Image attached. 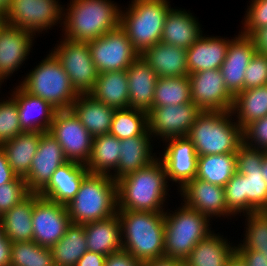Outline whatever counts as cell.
<instances>
[{
	"instance_id": "obj_4",
	"label": "cell",
	"mask_w": 267,
	"mask_h": 266,
	"mask_svg": "<svg viewBox=\"0 0 267 266\" xmlns=\"http://www.w3.org/2000/svg\"><path fill=\"white\" fill-rule=\"evenodd\" d=\"M111 0H71L61 21L66 39L89 42L120 25V8Z\"/></svg>"
},
{
	"instance_id": "obj_14",
	"label": "cell",
	"mask_w": 267,
	"mask_h": 266,
	"mask_svg": "<svg viewBox=\"0 0 267 266\" xmlns=\"http://www.w3.org/2000/svg\"><path fill=\"white\" fill-rule=\"evenodd\" d=\"M202 111L193 103L152 107L148 111V130L154 137L166 139L187 137Z\"/></svg>"
},
{
	"instance_id": "obj_12",
	"label": "cell",
	"mask_w": 267,
	"mask_h": 266,
	"mask_svg": "<svg viewBox=\"0 0 267 266\" xmlns=\"http://www.w3.org/2000/svg\"><path fill=\"white\" fill-rule=\"evenodd\" d=\"M51 52L68 74L72 87L78 94H89L95 87L98 72L91 58L88 42L66 39Z\"/></svg>"
},
{
	"instance_id": "obj_31",
	"label": "cell",
	"mask_w": 267,
	"mask_h": 266,
	"mask_svg": "<svg viewBox=\"0 0 267 266\" xmlns=\"http://www.w3.org/2000/svg\"><path fill=\"white\" fill-rule=\"evenodd\" d=\"M214 231L199 241L192 252L183 260L185 266H226L236 252V246Z\"/></svg>"
},
{
	"instance_id": "obj_58",
	"label": "cell",
	"mask_w": 267,
	"mask_h": 266,
	"mask_svg": "<svg viewBox=\"0 0 267 266\" xmlns=\"http://www.w3.org/2000/svg\"><path fill=\"white\" fill-rule=\"evenodd\" d=\"M7 25V22H6V16L4 13L0 12V30L5 26Z\"/></svg>"
},
{
	"instance_id": "obj_32",
	"label": "cell",
	"mask_w": 267,
	"mask_h": 266,
	"mask_svg": "<svg viewBox=\"0 0 267 266\" xmlns=\"http://www.w3.org/2000/svg\"><path fill=\"white\" fill-rule=\"evenodd\" d=\"M41 134L24 131L0 146L11 169L18 177L25 178L28 175Z\"/></svg>"
},
{
	"instance_id": "obj_18",
	"label": "cell",
	"mask_w": 267,
	"mask_h": 266,
	"mask_svg": "<svg viewBox=\"0 0 267 266\" xmlns=\"http://www.w3.org/2000/svg\"><path fill=\"white\" fill-rule=\"evenodd\" d=\"M164 154L159 158L166 169L168 181L179 182L181 189L197 175L198 155L188 137L166 139Z\"/></svg>"
},
{
	"instance_id": "obj_44",
	"label": "cell",
	"mask_w": 267,
	"mask_h": 266,
	"mask_svg": "<svg viewBox=\"0 0 267 266\" xmlns=\"http://www.w3.org/2000/svg\"><path fill=\"white\" fill-rule=\"evenodd\" d=\"M31 192L24 178L16 177L13 181L0 186V217L25 199Z\"/></svg>"
},
{
	"instance_id": "obj_59",
	"label": "cell",
	"mask_w": 267,
	"mask_h": 266,
	"mask_svg": "<svg viewBox=\"0 0 267 266\" xmlns=\"http://www.w3.org/2000/svg\"><path fill=\"white\" fill-rule=\"evenodd\" d=\"M5 237H6V234H5L2 219L0 217V240H3Z\"/></svg>"
},
{
	"instance_id": "obj_43",
	"label": "cell",
	"mask_w": 267,
	"mask_h": 266,
	"mask_svg": "<svg viewBox=\"0 0 267 266\" xmlns=\"http://www.w3.org/2000/svg\"><path fill=\"white\" fill-rule=\"evenodd\" d=\"M22 132L16 100L10 96L0 102V146Z\"/></svg>"
},
{
	"instance_id": "obj_20",
	"label": "cell",
	"mask_w": 267,
	"mask_h": 266,
	"mask_svg": "<svg viewBox=\"0 0 267 266\" xmlns=\"http://www.w3.org/2000/svg\"><path fill=\"white\" fill-rule=\"evenodd\" d=\"M239 34L231 39L227 55L220 67L226 89L233 97L244 90L245 71L256 52L253 40L240 31Z\"/></svg>"
},
{
	"instance_id": "obj_7",
	"label": "cell",
	"mask_w": 267,
	"mask_h": 266,
	"mask_svg": "<svg viewBox=\"0 0 267 266\" xmlns=\"http://www.w3.org/2000/svg\"><path fill=\"white\" fill-rule=\"evenodd\" d=\"M169 3L168 0H132L127 11H120V26L140 55L160 42L171 9Z\"/></svg>"
},
{
	"instance_id": "obj_37",
	"label": "cell",
	"mask_w": 267,
	"mask_h": 266,
	"mask_svg": "<svg viewBox=\"0 0 267 266\" xmlns=\"http://www.w3.org/2000/svg\"><path fill=\"white\" fill-rule=\"evenodd\" d=\"M236 153L198 156L196 178L224 187L237 172Z\"/></svg>"
},
{
	"instance_id": "obj_11",
	"label": "cell",
	"mask_w": 267,
	"mask_h": 266,
	"mask_svg": "<svg viewBox=\"0 0 267 266\" xmlns=\"http://www.w3.org/2000/svg\"><path fill=\"white\" fill-rule=\"evenodd\" d=\"M88 46L98 73L126 70L140 56L120 25Z\"/></svg>"
},
{
	"instance_id": "obj_49",
	"label": "cell",
	"mask_w": 267,
	"mask_h": 266,
	"mask_svg": "<svg viewBox=\"0 0 267 266\" xmlns=\"http://www.w3.org/2000/svg\"><path fill=\"white\" fill-rule=\"evenodd\" d=\"M236 252L243 258L247 266H267V258L263 256L262 252L254 250H236Z\"/></svg>"
},
{
	"instance_id": "obj_6",
	"label": "cell",
	"mask_w": 267,
	"mask_h": 266,
	"mask_svg": "<svg viewBox=\"0 0 267 266\" xmlns=\"http://www.w3.org/2000/svg\"><path fill=\"white\" fill-rule=\"evenodd\" d=\"M66 206L73 224L83 225L112 217L118 211L117 182L107 174L89 173Z\"/></svg>"
},
{
	"instance_id": "obj_42",
	"label": "cell",
	"mask_w": 267,
	"mask_h": 266,
	"mask_svg": "<svg viewBox=\"0 0 267 266\" xmlns=\"http://www.w3.org/2000/svg\"><path fill=\"white\" fill-rule=\"evenodd\" d=\"M245 217L248 227H246L243 242L237 245L236 250L262 252L267 258V211L252 212Z\"/></svg>"
},
{
	"instance_id": "obj_36",
	"label": "cell",
	"mask_w": 267,
	"mask_h": 266,
	"mask_svg": "<svg viewBox=\"0 0 267 266\" xmlns=\"http://www.w3.org/2000/svg\"><path fill=\"white\" fill-rule=\"evenodd\" d=\"M121 140L111 134L93 137L92 152L86 164L91 174L110 175L119 163Z\"/></svg>"
},
{
	"instance_id": "obj_27",
	"label": "cell",
	"mask_w": 267,
	"mask_h": 266,
	"mask_svg": "<svg viewBox=\"0 0 267 266\" xmlns=\"http://www.w3.org/2000/svg\"><path fill=\"white\" fill-rule=\"evenodd\" d=\"M159 77L188 76L187 49L158 42L140 55Z\"/></svg>"
},
{
	"instance_id": "obj_33",
	"label": "cell",
	"mask_w": 267,
	"mask_h": 266,
	"mask_svg": "<svg viewBox=\"0 0 267 266\" xmlns=\"http://www.w3.org/2000/svg\"><path fill=\"white\" fill-rule=\"evenodd\" d=\"M128 84L126 70L98 73L95 87L89 95L115 109L128 108Z\"/></svg>"
},
{
	"instance_id": "obj_29",
	"label": "cell",
	"mask_w": 267,
	"mask_h": 266,
	"mask_svg": "<svg viewBox=\"0 0 267 266\" xmlns=\"http://www.w3.org/2000/svg\"><path fill=\"white\" fill-rule=\"evenodd\" d=\"M70 109L93 137L109 134L114 107L95 100L89 94H79Z\"/></svg>"
},
{
	"instance_id": "obj_39",
	"label": "cell",
	"mask_w": 267,
	"mask_h": 266,
	"mask_svg": "<svg viewBox=\"0 0 267 266\" xmlns=\"http://www.w3.org/2000/svg\"><path fill=\"white\" fill-rule=\"evenodd\" d=\"M148 132V112L130 107L115 109L109 134L122 140Z\"/></svg>"
},
{
	"instance_id": "obj_38",
	"label": "cell",
	"mask_w": 267,
	"mask_h": 266,
	"mask_svg": "<svg viewBox=\"0 0 267 266\" xmlns=\"http://www.w3.org/2000/svg\"><path fill=\"white\" fill-rule=\"evenodd\" d=\"M55 266H76L77 261L88 251L84 225L71 224L66 234L51 247Z\"/></svg>"
},
{
	"instance_id": "obj_28",
	"label": "cell",
	"mask_w": 267,
	"mask_h": 266,
	"mask_svg": "<svg viewBox=\"0 0 267 266\" xmlns=\"http://www.w3.org/2000/svg\"><path fill=\"white\" fill-rule=\"evenodd\" d=\"M187 12L173 8L168 11L160 42L188 49L202 36L198 20Z\"/></svg>"
},
{
	"instance_id": "obj_26",
	"label": "cell",
	"mask_w": 267,
	"mask_h": 266,
	"mask_svg": "<svg viewBox=\"0 0 267 266\" xmlns=\"http://www.w3.org/2000/svg\"><path fill=\"white\" fill-rule=\"evenodd\" d=\"M202 36L187 49L189 74L202 70L220 69L227 55L230 39Z\"/></svg>"
},
{
	"instance_id": "obj_5",
	"label": "cell",
	"mask_w": 267,
	"mask_h": 266,
	"mask_svg": "<svg viewBox=\"0 0 267 266\" xmlns=\"http://www.w3.org/2000/svg\"><path fill=\"white\" fill-rule=\"evenodd\" d=\"M232 116L231 111H202L197 116L187 137L198 156L237 152L243 135Z\"/></svg>"
},
{
	"instance_id": "obj_55",
	"label": "cell",
	"mask_w": 267,
	"mask_h": 266,
	"mask_svg": "<svg viewBox=\"0 0 267 266\" xmlns=\"http://www.w3.org/2000/svg\"><path fill=\"white\" fill-rule=\"evenodd\" d=\"M226 266H247V264L243 258L237 252H235L234 255L229 259Z\"/></svg>"
},
{
	"instance_id": "obj_30",
	"label": "cell",
	"mask_w": 267,
	"mask_h": 266,
	"mask_svg": "<svg viewBox=\"0 0 267 266\" xmlns=\"http://www.w3.org/2000/svg\"><path fill=\"white\" fill-rule=\"evenodd\" d=\"M83 225L88 251L108 256L122 250L121 225L117 214Z\"/></svg>"
},
{
	"instance_id": "obj_47",
	"label": "cell",
	"mask_w": 267,
	"mask_h": 266,
	"mask_svg": "<svg viewBox=\"0 0 267 266\" xmlns=\"http://www.w3.org/2000/svg\"><path fill=\"white\" fill-rule=\"evenodd\" d=\"M242 135L244 144L267 151V116L247 124Z\"/></svg>"
},
{
	"instance_id": "obj_56",
	"label": "cell",
	"mask_w": 267,
	"mask_h": 266,
	"mask_svg": "<svg viewBox=\"0 0 267 266\" xmlns=\"http://www.w3.org/2000/svg\"><path fill=\"white\" fill-rule=\"evenodd\" d=\"M11 4V0H0V12L6 14Z\"/></svg>"
},
{
	"instance_id": "obj_1",
	"label": "cell",
	"mask_w": 267,
	"mask_h": 266,
	"mask_svg": "<svg viewBox=\"0 0 267 266\" xmlns=\"http://www.w3.org/2000/svg\"><path fill=\"white\" fill-rule=\"evenodd\" d=\"M265 151L242 143L236 152L237 172L224 186L227 211L244 216L267 211V184L262 174Z\"/></svg>"
},
{
	"instance_id": "obj_23",
	"label": "cell",
	"mask_w": 267,
	"mask_h": 266,
	"mask_svg": "<svg viewBox=\"0 0 267 266\" xmlns=\"http://www.w3.org/2000/svg\"><path fill=\"white\" fill-rule=\"evenodd\" d=\"M89 173L86 165L67 161L57 168L51 180L38 194L53 202L68 205Z\"/></svg>"
},
{
	"instance_id": "obj_21",
	"label": "cell",
	"mask_w": 267,
	"mask_h": 266,
	"mask_svg": "<svg viewBox=\"0 0 267 266\" xmlns=\"http://www.w3.org/2000/svg\"><path fill=\"white\" fill-rule=\"evenodd\" d=\"M34 35L24 29L5 25L0 30V79L10 77L29 55Z\"/></svg>"
},
{
	"instance_id": "obj_25",
	"label": "cell",
	"mask_w": 267,
	"mask_h": 266,
	"mask_svg": "<svg viewBox=\"0 0 267 266\" xmlns=\"http://www.w3.org/2000/svg\"><path fill=\"white\" fill-rule=\"evenodd\" d=\"M150 132L145 136H135L121 140L119 163L115 173L110 176L117 182L119 179L134 173L138 169L149 166L157 156L152 154ZM156 156V157H155ZM114 174V175H113Z\"/></svg>"
},
{
	"instance_id": "obj_9",
	"label": "cell",
	"mask_w": 267,
	"mask_h": 266,
	"mask_svg": "<svg viewBox=\"0 0 267 266\" xmlns=\"http://www.w3.org/2000/svg\"><path fill=\"white\" fill-rule=\"evenodd\" d=\"M174 211L164 212V257L184 260L199 241L212 233L210 218L184 204Z\"/></svg>"
},
{
	"instance_id": "obj_46",
	"label": "cell",
	"mask_w": 267,
	"mask_h": 266,
	"mask_svg": "<svg viewBox=\"0 0 267 266\" xmlns=\"http://www.w3.org/2000/svg\"><path fill=\"white\" fill-rule=\"evenodd\" d=\"M241 34L250 36L256 29L267 26V0H252L244 17Z\"/></svg>"
},
{
	"instance_id": "obj_41",
	"label": "cell",
	"mask_w": 267,
	"mask_h": 266,
	"mask_svg": "<svg viewBox=\"0 0 267 266\" xmlns=\"http://www.w3.org/2000/svg\"><path fill=\"white\" fill-rule=\"evenodd\" d=\"M10 255V266H55L51 248L34 241L12 243Z\"/></svg>"
},
{
	"instance_id": "obj_45",
	"label": "cell",
	"mask_w": 267,
	"mask_h": 266,
	"mask_svg": "<svg viewBox=\"0 0 267 266\" xmlns=\"http://www.w3.org/2000/svg\"><path fill=\"white\" fill-rule=\"evenodd\" d=\"M267 85V55L255 52L245 71L244 90Z\"/></svg>"
},
{
	"instance_id": "obj_57",
	"label": "cell",
	"mask_w": 267,
	"mask_h": 266,
	"mask_svg": "<svg viewBox=\"0 0 267 266\" xmlns=\"http://www.w3.org/2000/svg\"><path fill=\"white\" fill-rule=\"evenodd\" d=\"M262 174L264 176V180L267 184V151H265L263 163H262Z\"/></svg>"
},
{
	"instance_id": "obj_3",
	"label": "cell",
	"mask_w": 267,
	"mask_h": 266,
	"mask_svg": "<svg viewBox=\"0 0 267 266\" xmlns=\"http://www.w3.org/2000/svg\"><path fill=\"white\" fill-rule=\"evenodd\" d=\"M122 250L141 263L164 257V213L118 210Z\"/></svg>"
},
{
	"instance_id": "obj_52",
	"label": "cell",
	"mask_w": 267,
	"mask_h": 266,
	"mask_svg": "<svg viewBox=\"0 0 267 266\" xmlns=\"http://www.w3.org/2000/svg\"><path fill=\"white\" fill-rule=\"evenodd\" d=\"M105 259V255L86 251L77 261L76 266H104Z\"/></svg>"
},
{
	"instance_id": "obj_10",
	"label": "cell",
	"mask_w": 267,
	"mask_h": 266,
	"mask_svg": "<svg viewBox=\"0 0 267 266\" xmlns=\"http://www.w3.org/2000/svg\"><path fill=\"white\" fill-rule=\"evenodd\" d=\"M56 0H11L6 16L7 25L36 35L47 32L64 20V9Z\"/></svg>"
},
{
	"instance_id": "obj_54",
	"label": "cell",
	"mask_w": 267,
	"mask_h": 266,
	"mask_svg": "<svg viewBox=\"0 0 267 266\" xmlns=\"http://www.w3.org/2000/svg\"><path fill=\"white\" fill-rule=\"evenodd\" d=\"M141 266H185L184 261L176 258L161 257L142 263Z\"/></svg>"
},
{
	"instance_id": "obj_40",
	"label": "cell",
	"mask_w": 267,
	"mask_h": 266,
	"mask_svg": "<svg viewBox=\"0 0 267 266\" xmlns=\"http://www.w3.org/2000/svg\"><path fill=\"white\" fill-rule=\"evenodd\" d=\"M192 102L188 76L159 77L154 90L152 107Z\"/></svg>"
},
{
	"instance_id": "obj_48",
	"label": "cell",
	"mask_w": 267,
	"mask_h": 266,
	"mask_svg": "<svg viewBox=\"0 0 267 266\" xmlns=\"http://www.w3.org/2000/svg\"><path fill=\"white\" fill-rule=\"evenodd\" d=\"M142 263L132 254L121 250L106 256L104 266H141Z\"/></svg>"
},
{
	"instance_id": "obj_22",
	"label": "cell",
	"mask_w": 267,
	"mask_h": 266,
	"mask_svg": "<svg viewBox=\"0 0 267 266\" xmlns=\"http://www.w3.org/2000/svg\"><path fill=\"white\" fill-rule=\"evenodd\" d=\"M14 89L11 96L16 100L22 130L25 132H49L57 110L40 97L26 92L20 85Z\"/></svg>"
},
{
	"instance_id": "obj_17",
	"label": "cell",
	"mask_w": 267,
	"mask_h": 266,
	"mask_svg": "<svg viewBox=\"0 0 267 266\" xmlns=\"http://www.w3.org/2000/svg\"><path fill=\"white\" fill-rule=\"evenodd\" d=\"M66 162L58 141L49 132L42 133L29 173L24 178L28 190L31 193H39L51 180L57 168Z\"/></svg>"
},
{
	"instance_id": "obj_50",
	"label": "cell",
	"mask_w": 267,
	"mask_h": 266,
	"mask_svg": "<svg viewBox=\"0 0 267 266\" xmlns=\"http://www.w3.org/2000/svg\"><path fill=\"white\" fill-rule=\"evenodd\" d=\"M249 37L254 42L256 52L267 55V26L256 29Z\"/></svg>"
},
{
	"instance_id": "obj_51",
	"label": "cell",
	"mask_w": 267,
	"mask_h": 266,
	"mask_svg": "<svg viewBox=\"0 0 267 266\" xmlns=\"http://www.w3.org/2000/svg\"><path fill=\"white\" fill-rule=\"evenodd\" d=\"M17 175L11 169L5 153L0 148V186L13 181Z\"/></svg>"
},
{
	"instance_id": "obj_53",
	"label": "cell",
	"mask_w": 267,
	"mask_h": 266,
	"mask_svg": "<svg viewBox=\"0 0 267 266\" xmlns=\"http://www.w3.org/2000/svg\"><path fill=\"white\" fill-rule=\"evenodd\" d=\"M11 245L12 242L7 237L0 240V266H10Z\"/></svg>"
},
{
	"instance_id": "obj_19",
	"label": "cell",
	"mask_w": 267,
	"mask_h": 266,
	"mask_svg": "<svg viewBox=\"0 0 267 266\" xmlns=\"http://www.w3.org/2000/svg\"><path fill=\"white\" fill-rule=\"evenodd\" d=\"M179 192L181 197H184L183 204L199 213L210 218L217 215V217L226 216L227 218L231 216L227 211L224 187L222 186L195 177L187 182Z\"/></svg>"
},
{
	"instance_id": "obj_2",
	"label": "cell",
	"mask_w": 267,
	"mask_h": 266,
	"mask_svg": "<svg viewBox=\"0 0 267 266\" xmlns=\"http://www.w3.org/2000/svg\"><path fill=\"white\" fill-rule=\"evenodd\" d=\"M166 169L159 159L117 181L118 210L164 213L169 190Z\"/></svg>"
},
{
	"instance_id": "obj_24",
	"label": "cell",
	"mask_w": 267,
	"mask_h": 266,
	"mask_svg": "<svg viewBox=\"0 0 267 266\" xmlns=\"http://www.w3.org/2000/svg\"><path fill=\"white\" fill-rule=\"evenodd\" d=\"M129 107L148 112L153 105L154 90L159 76L139 56L127 69Z\"/></svg>"
},
{
	"instance_id": "obj_15",
	"label": "cell",
	"mask_w": 267,
	"mask_h": 266,
	"mask_svg": "<svg viewBox=\"0 0 267 266\" xmlns=\"http://www.w3.org/2000/svg\"><path fill=\"white\" fill-rule=\"evenodd\" d=\"M32 223L33 241L48 248L56 244L72 224L66 205L41 196L34 202Z\"/></svg>"
},
{
	"instance_id": "obj_35",
	"label": "cell",
	"mask_w": 267,
	"mask_h": 266,
	"mask_svg": "<svg viewBox=\"0 0 267 266\" xmlns=\"http://www.w3.org/2000/svg\"><path fill=\"white\" fill-rule=\"evenodd\" d=\"M232 115L243 129L247 124L267 116V85L239 92L233 98Z\"/></svg>"
},
{
	"instance_id": "obj_16",
	"label": "cell",
	"mask_w": 267,
	"mask_h": 266,
	"mask_svg": "<svg viewBox=\"0 0 267 266\" xmlns=\"http://www.w3.org/2000/svg\"><path fill=\"white\" fill-rule=\"evenodd\" d=\"M191 100L201 111H231L233 96L226 89L220 69L188 75Z\"/></svg>"
},
{
	"instance_id": "obj_8",
	"label": "cell",
	"mask_w": 267,
	"mask_h": 266,
	"mask_svg": "<svg viewBox=\"0 0 267 266\" xmlns=\"http://www.w3.org/2000/svg\"><path fill=\"white\" fill-rule=\"evenodd\" d=\"M30 71L20 86L31 95L48 102L55 110H69L79 94L68 74L51 52Z\"/></svg>"
},
{
	"instance_id": "obj_34",
	"label": "cell",
	"mask_w": 267,
	"mask_h": 266,
	"mask_svg": "<svg viewBox=\"0 0 267 266\" xmlns=\"http://www.w3.org/2000/svg\"><path fill=\"white\" fill-rule=\"evenodd\" d=\"M38 193H30L1 216L6 237L12 242L33 241L32 214Z\"/></svg>"
},
{
	"instance_id": "obj_13",
	"label": "cell",
	"mask_w": 267,
	"mask_h": 266,
	"mask_svg": "<svg viewBox=\"0 0 267 266\" xmlns=\"http://www.w3.org/2000/svg\"><path fill=\"white\" fill-rule=\"evenodd\" d=\"M49 133L61 145L67 161L87 164L92 152L93 136L71 109L55 112Z\"/></svg>"
}]
</instances>
